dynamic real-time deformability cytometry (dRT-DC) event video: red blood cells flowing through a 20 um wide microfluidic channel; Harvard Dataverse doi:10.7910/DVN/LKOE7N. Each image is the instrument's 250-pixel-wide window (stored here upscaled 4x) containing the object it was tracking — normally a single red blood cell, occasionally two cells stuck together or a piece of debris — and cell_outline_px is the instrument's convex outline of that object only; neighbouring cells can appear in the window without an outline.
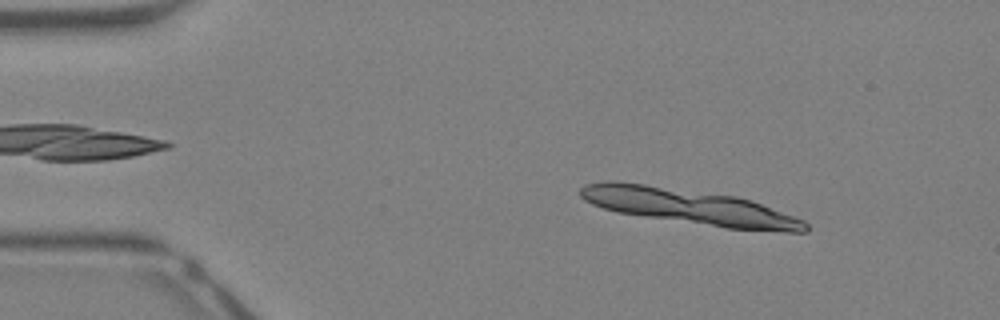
{"species": "Egyptian fruit bat (a non-hibernating species)", "species_latin": "Rousettus aegyptiacus", "temperature_condition": "warm", "stored_images_in_passage": 8, "segment_of_instrument_passage": [1, 2], "camera_frame_rate_fps": 3000, "um_per_image_px": 0.085, "animal": {"sex": "female"}, "frame": {"image": 1, "passage_image": 7, "time_ms": 2.0, "image_size_px": [1000, 320], "cell_outline_px": [[788, 228], [736, 228], [628, 212], [612, 208], [600, 204], [608, 184], [632, 184], [744, 200], [756, 204], [772, 212]], "centroid_in_image_um": [58.58, 17.58], "position_along_channel_um": 26.4, "area_um2": 33.99}}